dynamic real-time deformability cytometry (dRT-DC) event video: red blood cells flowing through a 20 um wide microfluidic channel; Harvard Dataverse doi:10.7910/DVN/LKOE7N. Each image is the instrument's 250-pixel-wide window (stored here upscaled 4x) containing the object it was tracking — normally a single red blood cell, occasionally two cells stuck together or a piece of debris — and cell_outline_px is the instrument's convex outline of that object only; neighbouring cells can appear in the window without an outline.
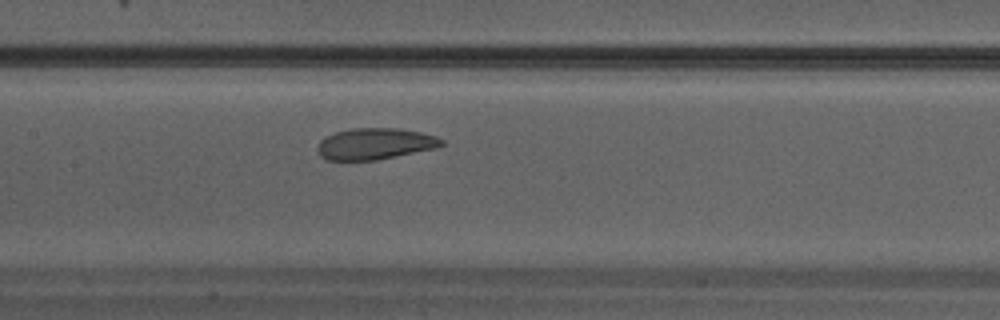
{"species": "Egyptian fruit bat (a non-hibernating species)", "species_latin": "Rousettus aegyptiacus", "temperature_condition": "warm", "stored_images_in_passage": 11, "camera_frame_rate_fps": 3000, "um_per_image_px": 0.085, "animal": {"sex": "male"}, "frame": {"image": 1, "passage_image": 10, "time_ms": 3.0, "image_size_px": [1000, 320], "cell_outline_px": [[444, 144], [440, 148], [376, 160], [324, 160], [320, 156], [316, 148], [320, 140], [336, 132], [352, 128], [396, 128], [420, 132], [436, 136], [444, 140]], "centroid_in_image_um": [31.9, 12.23], "position_along_channel_um": 175.5, "area_um2": 22.89}}